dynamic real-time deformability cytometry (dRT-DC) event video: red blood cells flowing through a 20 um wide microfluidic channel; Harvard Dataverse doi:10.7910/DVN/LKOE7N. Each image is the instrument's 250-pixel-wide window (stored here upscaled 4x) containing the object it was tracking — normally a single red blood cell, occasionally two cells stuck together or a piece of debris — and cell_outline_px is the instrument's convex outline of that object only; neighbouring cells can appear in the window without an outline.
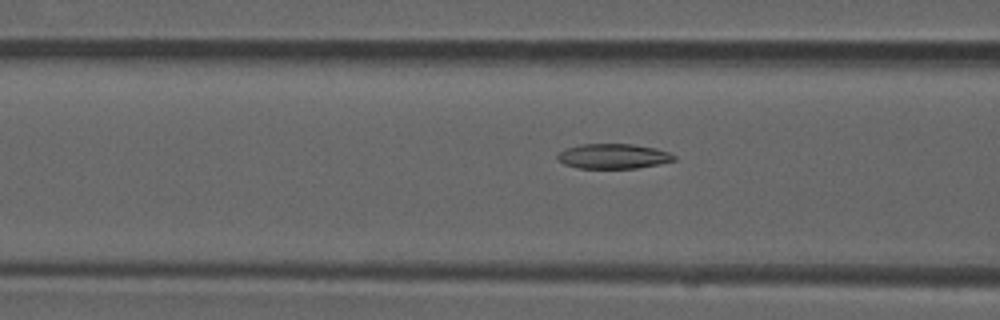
{"species": "common noctule bat (a hibernating species)", "species_latin": "Nyctalus noctula", "temperature_condition": "room temperature", "stored_images_in_passage": 52, "camera_frame_rate_fps": 3000, "um_per_image_px": 0.085, "animal": {"sex": "male", "forearm_length_mm": 52.5}, "frame": {"image": 1, "passage_image": 20, "time_ms": 6.333, "image_size_px": [1000, 320], "cell_outline_px": [[676, 160], [660, 164], [636, 168], [580, 168], [564, 164], [556, 156], [564, 148], [580, 144], [632, 144], [656, 148], [668, 152], [676, 156]], "centroid_in_image_um": [52.14, 13.27], "position_along_channel_um": 114.5, "area_um2": 16.94}}
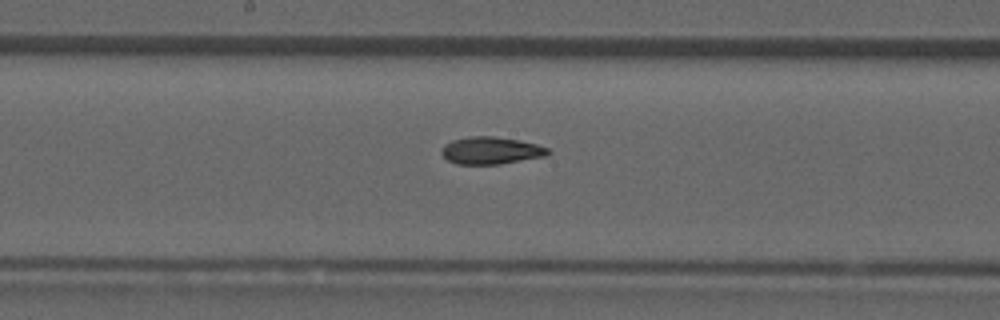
{"frame": {"image": 2, "passage_image": 27, "time_ms": 8.667, "image_size_px": [1000, 320], "cell_outline_px": [[552, 152], [548, 156], [500, 164], [456, 164], [448, 160], [440, 152], [444, 144], [452, 140], [472, 136], [492, 136], [520, 140], [536, 144], [548, 148]], "centroid_in_image_um": [41.76, 12.8], "position_along_channel_um": 206.4, "area_um2": 17.05}}
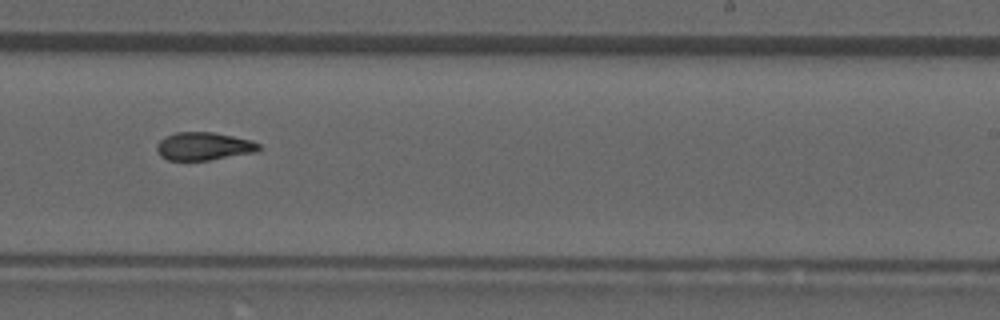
{"frame": {"image": 3, "passage_image": 32, "time_ms": 10.333, "image_size_px": [1000, 320], "cell_outline_px": [[260, 148], [256, 152], [208, 160], [168, 160], [160, 156], [156, 148], [156, 144], [164, 136], [176, 132], [212, 132], [252, 140], [260, 144]], "centroid_in_image_um": [17.29, 12.42], "position_along_channel_um": 271.7, "area_um2": 16.65}, "authors_computed_cell_mechanics": {"area_um2": 17.051, "velocity_mm_per_s": 3.9357, "shape_relaxation_time_tau1_ms": null, "shape_relaxation_time_tau2_ms": 4.882, "deformation_change_tau1": null, "deformation_change_tau2": 0.1324}}